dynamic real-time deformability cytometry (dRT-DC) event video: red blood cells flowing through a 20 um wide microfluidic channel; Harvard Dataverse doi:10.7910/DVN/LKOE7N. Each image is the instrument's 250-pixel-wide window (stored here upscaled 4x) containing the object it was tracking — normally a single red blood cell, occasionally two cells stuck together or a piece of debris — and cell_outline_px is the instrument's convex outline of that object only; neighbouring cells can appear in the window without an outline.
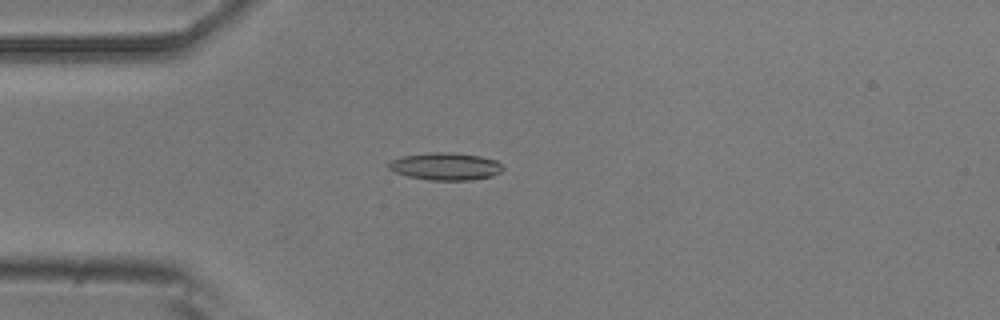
{"species": "common noctule bat (a hibernating species)", "species_latin": "Nyctalus noctula", "temperature_condition": "room temperature", "stored_images_in_passage": 31, "camera_frame_rate_fps": 3000, "um_per_image_px": 0.085, "animal": {"sex": "male", "body_mass_g": 20.5, "forearm_length_mm": 52.5}, "frame": {"image": 1, "passage_image": 2, "time_ms": 0.333, "image_size_px": [1000, 320], "cell_outline_px": [[504, 168], [500, 172], [492, 176], [472, 180], [428, 180], [408, 176], [392, 172], [388, 168], [388, 164], [392, 160], [404, 156], [432, 152], [452, 152], [480, 156], [496, 160]], "centroid_in_image_um": [37.86, 14.15], "position_along_channel_um": 47.1, "area_um2": 18.26}}
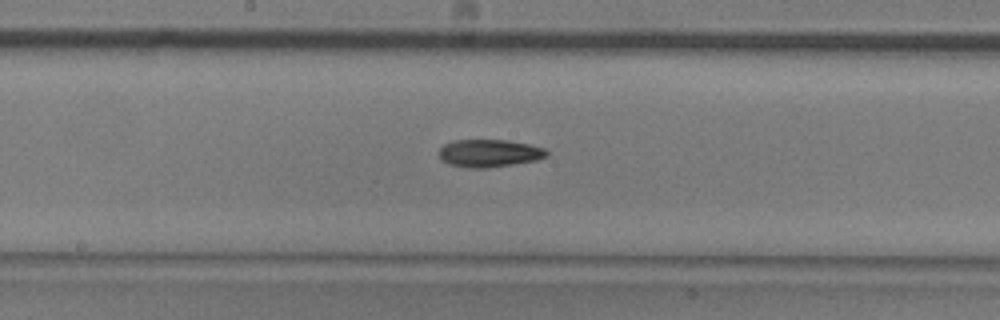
{"frame": {"image": 2, "passage_image": 15, "time_ms": 4.667, "image_size_px": [1000, 320], "cell_outline_px": [[548, 156], [536, 160], [488, 168], [468, 168], [448, 164], [440, 160], [440, 148], [444, 144], [452, 140], [508, 140], [528, 144], [544, 148], [548, 152]], "centroid_in_image_um": [41.56, 13.02], "position_along_channel_um": 206.6, "area_um2": 17.4}}
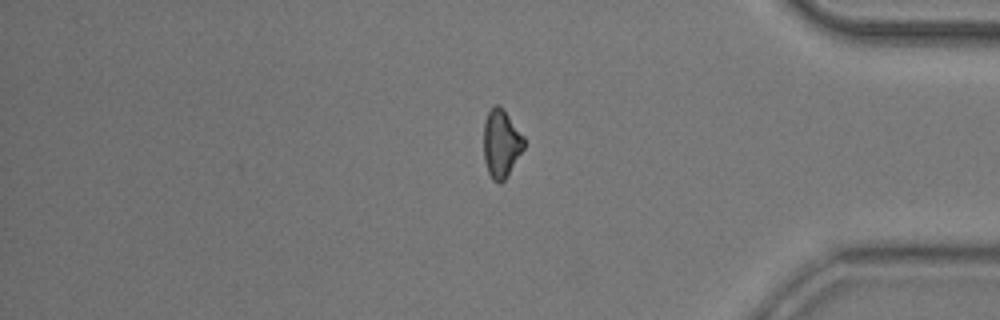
{"frame": {"image": 3, "passage_image": 31, "time_ms": 10.0, "image_size_px": [1000, 320], "cell_outline_px": [[524, 148], [504, 180], [500, 184], [492, 180], [488, 172], [484, 160], [484, 120], [488, 112], [496, 104], [500, 104], [504, 108], [524, 136]], "centroid_in_image_um": [42.6, 12.17], "position_along_channel_um": 392.6, "area_um2": 16.07}, "authors_computed_cell_mechanics": {"area_um2": 16.9932, "velocity_mm_per_s": 3.9625, "shape_relaxation_time_tau1_ms": 5.0233, "shape_relaxation_time_tau2_ms": null, "deformation_change_tau1": 0.1316, "deformation_change_tau2": null}}